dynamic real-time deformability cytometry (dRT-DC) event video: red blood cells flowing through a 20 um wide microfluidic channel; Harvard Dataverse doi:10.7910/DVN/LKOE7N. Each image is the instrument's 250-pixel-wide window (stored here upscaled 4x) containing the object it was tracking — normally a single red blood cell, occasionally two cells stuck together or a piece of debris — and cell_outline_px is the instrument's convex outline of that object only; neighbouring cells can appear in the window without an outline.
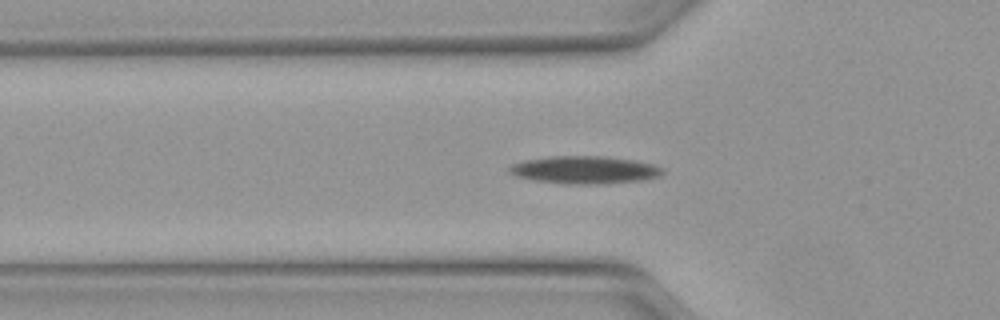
{"species": "Egyptian fruit bat (a non-hibernating species)", "species_latin": "Rousettus aegyptiacus", "temperature_condition": "warm", "stored_images_in_passage": 48, "camera_frame_rate_fps": 3000, "um_per_image_px": 0.085, "animal": {"sex": "female"}, "frame": {"image": 1, "passage_image": 13, "time_ms": 4.0, "image_size_px": [1000, 320], "cell_outline_px": [[664, 172], [660, 176], [644, 180], [604, 184], [564, 184], [532, 180], [516, 176], [508, 172], [508, 168], [512, 164], [524, 160], [552, 156], [608, 156], [636, 160], [652, 164], [664, 168]], "centroid_in_image_um": [49.71, 14.44], "position_along_channel_um": 76.1, "area_um2": 25.09}}
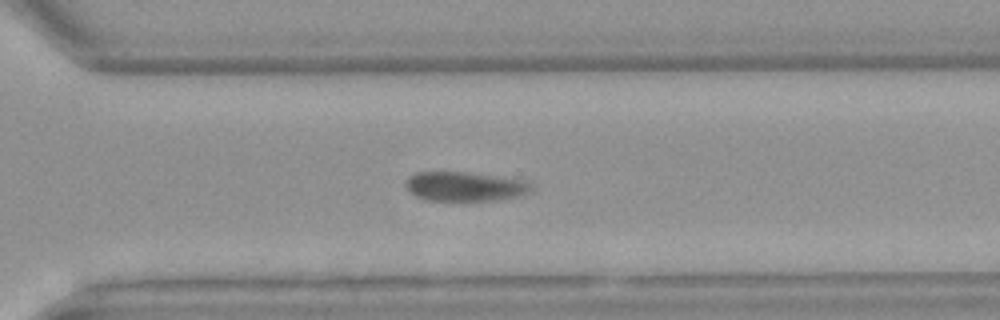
{"frame": {"image": 2, "passage_image": 32, "time_ms": 10.333, "image_size_px": [1000, 320], "cell_outline_px": [[532, 192], [516, 196], [496, 200], [428, 200], [416, 196], [404, 184], [408, 176], [416, 172], [468, 172], [524, 180], [532, 184]], "centroid_in_image_um": [39.52, 15.84], "position_along_channel_um": 331.1, "area_um2": 21.33}}
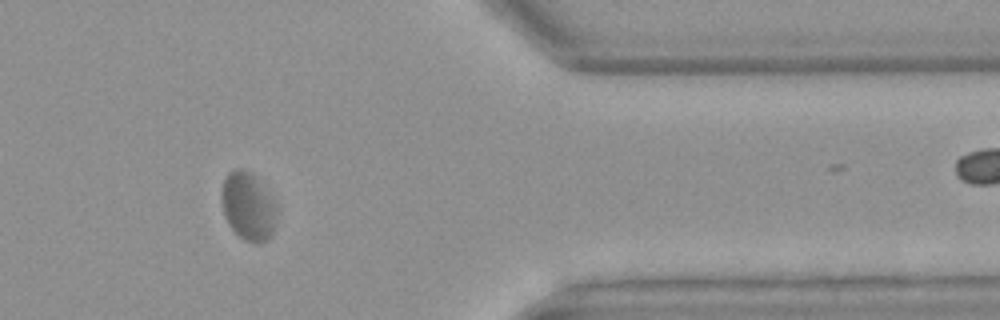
{"frame": {"image": 3, "passage_image": 38, "time_ms": 12.333, "image_size_px": [1000, 320], "cell_outline_px": [[276, 224], [272, 236], [268, 240], [260, 244], [256, 244], [244, 240], [228, 224], [224, 216], [220, 196], [224, 180], [228, 172], [236, 168], [240, 168], [252, 172], [260, 180], [272, 196], [276, 204]], "centroid_in_image_um": [21.11, 17.54], "position_along_channel_um": 390.3, "area_um2": 22.48}, "authors_computed_cell_mechanics": {"area_um2": 23.5535, "velocity_mm_per_s": 4.0335, "shape_relaxation_time_tau1_ms": null, "shape_relaxation_time_tau2_ms": 10.3558, "deformation_change_tau1": null, "deformation_change_tau2": 0.1403}}